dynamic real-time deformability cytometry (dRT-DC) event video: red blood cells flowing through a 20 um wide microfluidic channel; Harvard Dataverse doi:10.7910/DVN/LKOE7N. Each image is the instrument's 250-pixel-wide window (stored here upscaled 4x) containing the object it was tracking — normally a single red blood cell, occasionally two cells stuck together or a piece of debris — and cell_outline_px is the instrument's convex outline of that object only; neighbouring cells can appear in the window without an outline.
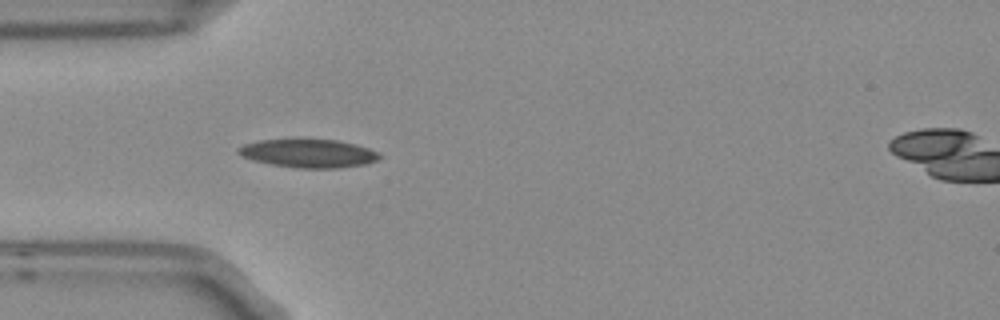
{"species": "Egyptian fruit bat (a non-hibernating species)", "species_latin": "Rousettus aegyptiacus", "temperature_condition": "room temperature", "stored_images_in_passage": 6, "camera_frame_rate_fps": 3000, "um_per_image_px": 0.085, "frame": {"image": 1, "passage_image": 5, "time_ms": 1.333, "image_size_px": [1000, 320], "cell_outline_px": [[380, 156], [376, 160], [364, 164], [340, 168], [300, 168], [272, 164], [252, 160], [236, 152], [236, 148], [244, 144], [260, 140], [336, 140], [356, 144], [380, 152]], "centroid_in_image_um": [26.22, 13.04], "position_along_channel_um": 58.8, "area_um2": 23.06}}